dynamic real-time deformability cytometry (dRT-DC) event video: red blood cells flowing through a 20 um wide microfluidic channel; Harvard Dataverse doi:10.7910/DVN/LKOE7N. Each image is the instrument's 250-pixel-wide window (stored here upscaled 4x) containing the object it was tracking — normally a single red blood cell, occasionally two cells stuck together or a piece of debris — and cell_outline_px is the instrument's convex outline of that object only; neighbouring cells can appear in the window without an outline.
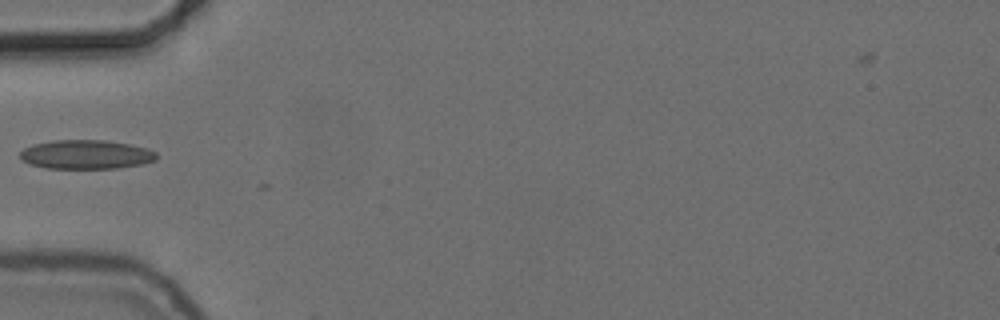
{"species": "common noctule bat (a hibernating species)", "species_latin": "Nyctalus noctula", "temperature_condition": "cold", "stored_images_in_passage": 4, "camera_frame_rate_fps": 3000, "um_per_image_px": 0.085, "animal": {"sex": "female", "body_mass_g": 24.6, "forearm_length_mm": 56.2}, "frame": {"image": 1, "passage_image": 3, "time_ms": 0.667, "image_size_px": [1000, 320], "cell_outline_px": [[156, 160], [144, 164], [116, 168], [44, 168], [28, 164], [20, 156], [20, 152], [24, 148], [32, 144], [52, 140], [104, 140], [128, 144], [148, 148], [156, 152]], "centroid_in_image_um": [7.31, 13.13], "position_along_channel_um": 77.7, "area_um2": 23.18}}